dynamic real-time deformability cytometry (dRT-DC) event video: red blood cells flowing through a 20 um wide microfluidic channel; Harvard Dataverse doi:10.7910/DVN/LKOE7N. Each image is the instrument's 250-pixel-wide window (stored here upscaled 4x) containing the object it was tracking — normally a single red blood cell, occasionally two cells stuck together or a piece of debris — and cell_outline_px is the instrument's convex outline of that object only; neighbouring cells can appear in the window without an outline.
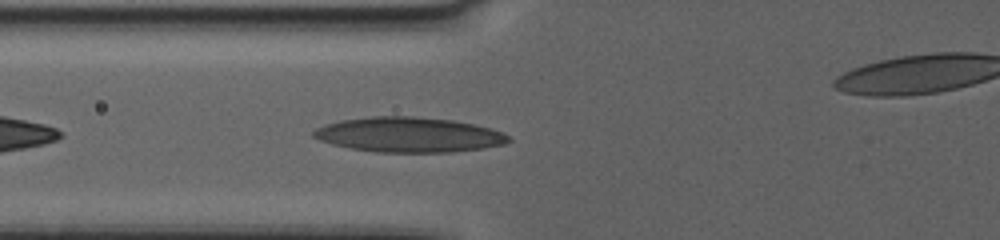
{"species": "human", "species_latin": "Homo sapiens", "temperature_condition": "warm", "stored_images_in_passage": 39, "camera_frame_rate_fps": 3000, "um_per_image_px": 0.085, "donor": {"sex": "female"}, "frame": {"image": 1, "passage_image": 5, "time_ms": 1.333, "image_size_px": [1000, 240], "cell_outline_px": [[512, 140], [504, 144], [484, 148], [452, 152], [376, 152], [348, 148], [332, 144], [320, 140], [312, 136], [312, 132], [316, 128], [324, 124], [340, 120], [372, 116], [412, 116], [452, 120], [472, 124], [488, 128], [500, 132], [508, 136]], "centroid_in_image_um": [34.7, 11.45], "position_along_channel_um": 91.1, "area_um2": 39.71}}
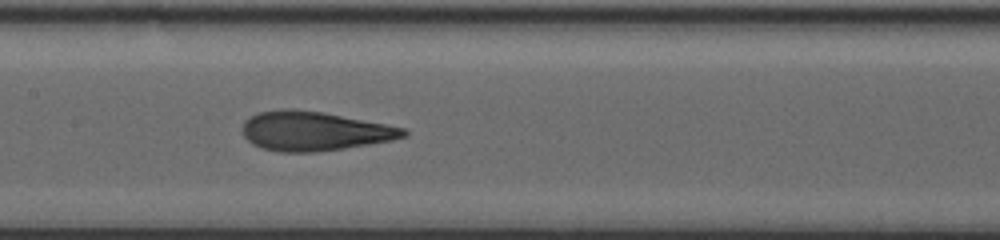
{"frame": {"image": 2, "passage_image": 13, "time_ms": 4.0, "image_size_px": [1000, 240], "cell_outline_px": [[408, 136], [392, 140], [344, 148], [316, 152], [280, 152], [260, 148], [252, 144], [244, 136], [244, 120], [260, 112], [320, 112], [384, 124], [404, 128], [408, 132]], "centroid_in_image_um": [26.75, 11.2], "position_along_channel_um": 180.7, "area_um2": 35.49}}
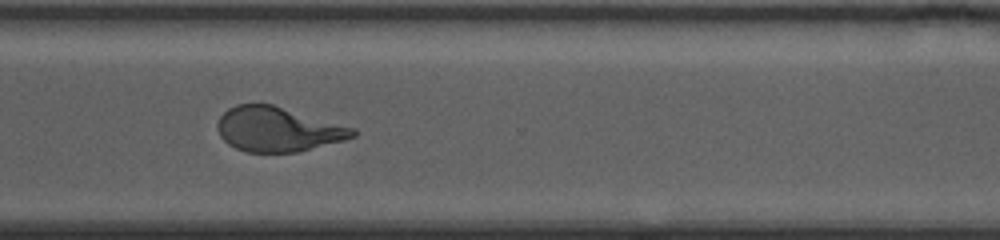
{"frame": {"image": 3, "passage_image": 28, "time_ms": 9.0, "image_size_px": [1000, 240], "cell_outline_px": [[356, 136], [344, 140], [296, 152], [248, 152], [236, 148], [228, 144], [220, 136], [216, 124], [220, 116], [228, 108], [236, 104], [272, 104], [356, 128]], "centroid_in_image_um": [23.61, 10.98], "position_along_channel_um": 347.0, "area_um2": 35.08}}